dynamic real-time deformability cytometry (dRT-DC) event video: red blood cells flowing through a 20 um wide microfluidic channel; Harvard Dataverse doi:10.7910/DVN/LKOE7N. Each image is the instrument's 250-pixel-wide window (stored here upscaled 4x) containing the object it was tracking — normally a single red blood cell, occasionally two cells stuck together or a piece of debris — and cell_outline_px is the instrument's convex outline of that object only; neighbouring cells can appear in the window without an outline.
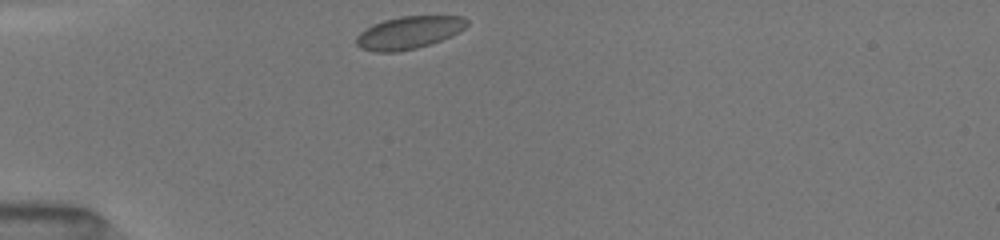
{"species": "common noctule bat (a hibernating species)", "species_latin": "Nyctalus noctula", "temperature_condition": "room temperature", "stored_images_in_passage": 4, "camera_frame_rate_fps": 3000, "um_per_image_px": 0.085, "animal": {"sex": "female", "body_mass_g": 19.5, "forearm_length_mm": 54.1}, "frame": {"image": 1, "passage_image": 1, "time_ms": 0.0, "image_size_px": [1000, 240], "cell_outline_px": [[468, 24], [464, 28], [452, 36], [416, 48], [396, 52], [376, 52], [360, 48], [356, 44], [356, 36], [360, 32], [372, 24], [384, 20], [400, 16], [464, 16], [468, 20]], "centroid_in_image_um": [34.74, 2.76], "position_along_channel_um": 50.3, "area_um2": 20.98}}